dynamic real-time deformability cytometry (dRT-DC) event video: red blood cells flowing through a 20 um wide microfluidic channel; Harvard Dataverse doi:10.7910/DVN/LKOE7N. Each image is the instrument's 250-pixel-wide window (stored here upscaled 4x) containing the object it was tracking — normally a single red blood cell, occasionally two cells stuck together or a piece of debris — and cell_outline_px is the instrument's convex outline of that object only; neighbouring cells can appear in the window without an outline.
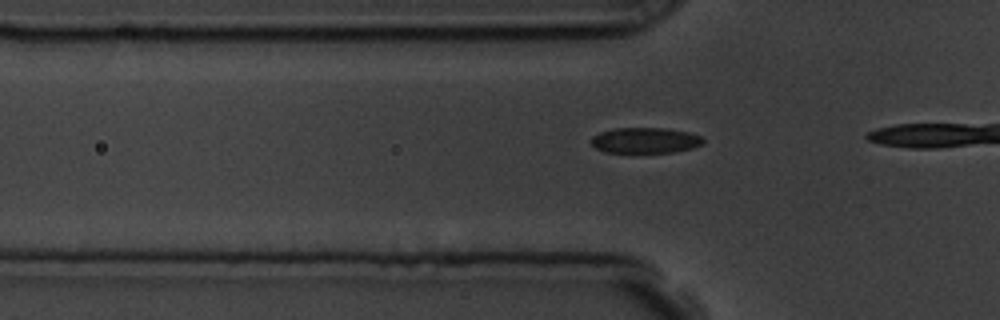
{"species": "common noctule bat (a hibernating species)", "species_latin": "Nyctalus noctula", "temperature_condition": "room temperature", "stored_images_in_passage": 8, "camera_frame_rate_fps": 3000, "um_per_image_px": 0.085, "animal": {"sex": "male", "body_mass_g": 19.5, "forearm_length_mm": 54.6}, "frame": {"image": 1, "passage_image": 5, "time_ms": 1.333, "image_size_px": [1000, 320], "cell_outline_px": [[704, 144], [692, 148], [672, 152], [604, 152], [596, 148], [592, 144], [592, 136], [600, 132], [616, 128], [664, 128], [688, 132], [700, 136], [704, 140]], "centroid_in_image_um": [54.85, 11.93], "position_along_channel_um": 71.0, "area_um2": 16.59}}